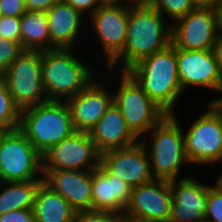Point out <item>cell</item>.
I'll use <instances>...</instances> for the list:
<instances>
[{
	"mask_svg": "<svg viewBox=\"0 0 222 222\" xmlns=\"http://www.w3.org/2000/svg\"><path fill=\"white\" fill-rule=\"evenodd\" d=\"M0 11L3 16L21 17L27 10L24 0H0Z\"/></svg>",
	"mask_w": 222,
	"mask_h": 222,
	"instance_id": "4dcf8cb0",
	"label": "cell"
},
{
	"mask_svg": "<svg viewBox=\"0 0 222 222\" xmlns=\"http://www.w3.org/2000/svg\"><path fill=\"white\" fill-rule=\"evenodd\" d=\"M206 222H222V188L213 182L208 187Z\"/></svg>",
	"mask_w": 222,
	"mask_h": 222,
	"instance_id": "4316f807",
	"label": "cell"
},
{
	"mask_svg": "<svg viewBox=\"0 0 222 222\" xmlns=\"http://www.w3.org/2000/svg\"><path fill=\"white\" fill-rule=\"evenodd\" d=\"M46 15L50 35V50L55 48L77 49V47L80 48L81 43L84 46L81 40L87 37L84 34L88 32L86 22L88 18L82 13L64 0H59L46 11ZM84 26L86 30L83 29Z\"/></svg>",
	"mask_w": 222,
	"mask_h": 222,
	"instance_id": "ac0fdd59",
	"label": "cell"
},
{
	"mask_svg": "<svg viewBox=\"0 0 222 222\" xmlns=\"http://www.w3.org/2000/svg\"><path fill=\"white\" fill-rule=\"evenodd\" d=\"M129 18V0H121L114 3H103L89 18L88 33L98 44V54L105 63L100 64L105 68L123 51L127 39V27ZM95 36H92L90 33ZM97 39V40H96ZM96 41V42H95ZM99 42V43H98ZM102 51V53H101Z\"/></svg>",
	"mask_w": 222,
	"mask_h": 222,
	"instance_id": "ba28073f",
	"label": "cell"
},
{
	"mask_svg": "<svg viewBox=\"0 0 222 222\" xmlns=\"http://www.w3.org/2000/svg\"><path fill=\"white\" fill-rule=\"evenodd\" d=\"M19 129L42 156L76 132L66 101H47L21 111Z\"/></svg>",
	"mask_w": 222,
	"mask_h": 222,
	"instance_id": "8992f818",
	"label": "cell"
},
{
	"mask_svg": "<svg viewBox=\"0 0 222 222\" xmlns=\"http://www.w3.org/2000/svg\"><path fill=\"white\" fill-rule=\"evenodd\" d=\"M43 178L76 211L92 210L91 171L43 170Z\"/></svg>",
	"mask_w": 222,
	"mask_h": 222,
	"instance_id": "ffe728a7",
	"label": "cell"
},
{
	"mask_svg": "<svg viewBox=\"0 0 222 222\" xmlns=\"http://www.w3.org/2000/svg\"><path fill=\"white\" fill-rule=\"evenodd\" d=\"M218 10H219L220 33H222V5L220 6Z\"/></svg>",
	"mask_w": 222,
	"mask_h": 222,
	"instance_id": "ab89813d",
	"label": "cell"
},
{
	"mask_svg": "<svg viewBox=\"0 0 222 222\" xmlns=\"http://www.w3.org/2000/svg\"><path fill=\"white\" fill-rule=\"evenodd\" d=\"M23 51L19 42L0 36V77Z\"/></svg>",
	"mask_w": 222,
	"mask_h": 222,
	"instance_id": "83f0119b",
	"label": "cell"
},
{
	"mask_svg": "<svg viewBox=\"0 0 222 222\" xmlns=\"http://www.w3.org/2000/svg\"><path fill=\"white\" fill-rule=\"evenodd\" d=\"M116 73L107 68V74L112 76L111 78L108 75L111 79L108 80L112 81L113 104L122 113L131 132L141 140L168 113L144 92L128 72L118 73L117 71Z\"/></svg>",
	"mask_w": 222,
	"mask_h": 222,
	"instance_id": "5b68a950",
	"label": "cell"
},
{
	"mask_svg": "<svg viewBox=\"0 0 222 222\" xmlns=\"http://www.w3.org/2000/svg\"><path fill=\"white\" fill-rule=\"evenodd\" d=\"M101 164V152L87 132H74L43 155V170L92 171Z\"/></svg>",
	"mask_w": 222,
	"mask_h": 222,
	"instance_id": "7c38bea8",
	"label": "cell"
},
{
	"mask_svg": "<svg viewBox=\"0 0 222 222\" xmlns=\"http://www.w3.org/2000/svg\"><path fill=\"white\" fill-rule=\"evenodd\" d=\"M0 222H35L33 209L9 211L0 215Z\"/></svg>",
	"mask_w": 222,
	"mask_h": 222,
	"instance_id": "1f68e13d",
	"label": "cell"
},
{
	"mask_svg": "<svg viewBox=\"0 0 222 222\" xmlns=\"http://www.w3.org/2000/svg\"><path fill=\"white\" fill-rule=\"evenodd\" d=\"M4 133H5V131H3V130L0 129V141H1V138H2V136H3Z\"/></svg>",
	"mask_w": 222,
	"mask_h": 222,
	"instance_id": "b9f144b4",
	"label": "cell"
},
{
	"mask_svg": "<svg viewBox=\"0 0 222 222\" xmlns=\"http://www.w3.org/2000/svg\"><path fill=\"white\" fill-rule=\"evenodd\" d=\"M44 180L43 156L18 128L0 141V181Z\"/></svg>",
	"mask_w": 222,
	"mask_h": 222,
	"instance_id": "30bf717a",
	"label": "cell"
},
{
	"mask_svg": "<svg viewBox=\"0 0 222 222\" xmlns=\"http://www.w3.org/2000/svg\"><path fill=\"white\" fill-rule=\"evenodd\" d=\"M173 196L170 181L153 179L132 188L131 200L125 215L168 222Z\"/></svg>",
	"mask_w": 222,
	"mask_h": 222,
	"instance_id": "e0dca14e",
	"label": "cell"
},
{
	"mask_svg": "<svg viewBox=\"0 0 222 222\" xmlns=\"http://www.w3.org/2000/svg\"><path fill=\"white\" fill-rule=\"evenodd\" d=\"M203 113L188 126L179 114H171L183 129L186 155L190 164L205 167L222 165V111L214 102L202 105ZM180 117V118H179Z\"/></svg>",
	"mask_w": 222,
	"mask_h": 222,
	"instance_id": "52a82bcc",
	"label": "cell"
},
{
	"mask_svg": "<svg viewBox=\"0 0 222 222\" xmlns=\"http://www.w3.org/2000/svg\"><path fill=\"white\" fill-rule=\"evenodd\" d=\"M92 210L124 214L131 200L132 187L111 174L102 164L91 171Z\"/></svg>",
	"mask_w": 222,
	"mask_h": 222,
	"instance_id": "d6986e66",
	"label": "cell"
},
{
	"mask_svg": "<svg viewBox=\"0 0 222 222\" xmlns=\"http://www.w3.org/2000/svg\"><path fill=\"white\" fill-rule=\"evenodd\" d=\"M219 33V10L196 7L172 24L171 44L183 50H214Z\"/></svg>",
	"mask_w": 222,
	"mask_h": 222,
	"instance_id": "8fae6325",
	"label": "cell"
},
{
	"mask_svg": "<svg viewBox=\"0 0 222 222\" xmlns=\"http://www.w3.org/2000/svg\"><path fill=\"white\" fill-rule=\"evenodd\" d=\"M20 17L3 16L0 19V36L21 44Z\"/></svg>",
	"mask_w": 222,
	"mask_h": 222,
	"instance_id": "f1b7e54d",
	"label": "cell"
},
{
	"mask_svg": "<svg viewBox=\"0 0 222 222\" xmlns=\"http://www.w3.org/2000/svg\"><path fill=\"white\" fill-rule=\"evenodd\" d=\"M171 24L196 8L193 0H146Z\"/></svg>",
	"mask_w": 222,
	"mask_h": 222,
	"instance_id": "484cf974",
	"label": "cell"
},
{
	"mask_svg": "<svg viewBox=\"0 0 222 222\" xmlns=\"http://www.w3.org/2000/svg\"><path fill=\"white\" fill-rule=\"evenodd\" d=\"M101 164L132 188L154 179L145 145L137 143L101 153Z\"/></svg>",
	"mask_w": 222,
	"mask_h": 222,
	"instance_id": "9a60e30c",
	"label": "cell"
},
{
	"mask_svg": "<svg viewBox=\"0 0 222 222\" xmlns=\"http://www.w3.org/2000/svg\"><path fill=\"white\" fill-rule=\"evenodd\" d=\"M89 135L101 153L127 147L139 141L128 128L122 113L114 104L91 129Z\"/></svg>",
	"mask_w": 222,
	"mask_h": 222,
	"instance_id": "44dd1931",
	"label": "cell"
},
{
	"mask_svg": "<svg viewBox=\"0 0 222 222\" xmlns=\"http://www.w3.org/2000/svg\"><path fill=\"white\" fill-rule=\"evenodd\" d=\"M83 50L82 47L80 52L79 48L42 51V82L49 101H67L79 94L100 74L95 64L97 62L89 57L93 55V51L90 50L91 54L87 52V56L82 54L86 51Z\"/></svg>",
	"mask_w": 222,
	"mask_h": 222,
	"instance_id": "7a4b0ae2",
	"label": "cell"
},
{
	"mask_svg": "<svg viewBox=\"0 0 222 222\" xmlns=\"http://www.w3.org/2000/svg\"><path fill=\"white\" fill-rule=\"evenodd\" d=\"M119 222H161V221L149 220V219L133 217L131 215L123 214L120 216Z\"/></svg>",
	"mask_w": 222,
	"mask_h": 222,
	"instance_id": "8d00e7d4",
	"label": "cell"
},
{
	"mask_svg": "<svg viewBox=\"0 0 222 222\" xmlns=\"http://www.w3.org/2000/svg\"><path fill=\"white\" fill-rule=\"evenodd\" d=\"M67 4L82 13L86 18L90 17L103 3L100 0H64Z\"/></svg>",
	"mask_w": 222,
	"mask_h": 222,
	"instance_id": "d6a6232c",
	"label": "cell"
},
{
	"mask_svg": "<svg viewBox=\"0 0 222 222\" xmlns=\"http://www.w3.org/2000/svg\"><path fill=\"white\" fill-rule=\"evenodd\" d=\"M172 24L146 0H129L127 39L123 51L106 67L127 72L171 44Z\"/></svg>",
	"mask_w": 222,
	"mask_h": 222,
	"instance_id": "6da1fadb",
	"label": "cell"
},
{
	"mask_svg": "<svg viewBox=\"0 0 222 222\" xmlns=\"http://www.w3.org/2000/svg\"><path fill=\"white\" fill-rule=\"evenodd\" d=\"M214 51L216 53L217 60L219 62V68H220V72H221V76H222V33H219V35H218Z\"/></svg>",
	"mask_w": 222,
	"mask_h": 222,
	"instance_id": "d590c367",
	"label": "cell"
},
{
	"mask_svg": "<svg viewBox=\"0 0 222 222\" xmlns=\"http://www.w3.org/2000/svg\"><path fill=\"white\" fill-rule=\"evenodd\" d=\"M103 72L100 71V76L98 75L79 94L66 101L75 131L89 133L113 104L111 83L106 80L107 68H104Z\"/></svg>",
	"mask_w": 222,
	"mask_h": 222,
	"instance_id": "5bb4252c",
	"label": "cell"
},
{
	"mask_svg": "<svg viewBox=\"0 0 222 222\" xmlns=\"http://www.w3.org/2000/svg\"><path fill=\"white\" fill-rule=\"evenodd\" d=\"M21 45L24 50H50L48 20L44 11H26L21 17Z\"/></svg>",
	"mask_w": 222,
	"mask_h": 222,
	"instance_id": "cb8c5ba5",
	"label": "cell"
},
{
	"mask_svg": "<svg viewBox=\"0 0 222 222\" xmlns=\"http://www.w3.org/2000/svg\"><path fill=\"white\" fill-rule=\"evenodd\" d=\"M102 3H114V2H119L121 0H100Z\"/></svg>",
	"mask_w": 222,
	"mask_h": 222,
	"instance_id": "60d3db41",
	"label": "cell"
},
{
	"mask_svg": "<svg viewBox=\"0 0 222 222\" xmlns=\"http://www.w3.org/2000/svg\"><path fill=\"white\" fill-rule=\"evenodd\" d=\"M59 0H24L27 11H48Z\"/></svg>",
	"mask_w": 222,
	"mask_h": 222,
	"instance_id": "836d02e7",
	"label": "cell"
},
{
	"mask_svg": "<svg viewBox=\"0 0 222 222\" xmlns=\"http://www.w3.org/2000/svg\"><path fill=\"white\" fill-rule=\"evenodd\" d=\"M191 175L170 181L173 202L168 222H206L208 187L211 184L204 178L202 182Z\"/></svg>",
	"mask_w": 222,
	"mask_h": 222,
	"instance_id": "2e32d148",
	"label": "cell"
},
{
	"mask_svg": "<svg viewBox=\"0 0 222 222\" xmlns=\"http://www.w3.org/2000/svg\"><path fill=\"white\" fill-rule=\"evenodd\" d=\"M220 166L222 167V165H220ZM216 176L217 177L214 181L216 184H218L222 188V171H221V169Z\"/></svg>",
	"mask_w": 222,
	"mask_h": 222,
	"instance_id": "f35d334b",
	"label": "cell"
},
{
	"mask_svg": "<svg viewBox=\"0 0 222 222\" xmlns=\"http://www.w3.org/2000/svg\"><path fill=\"white\" fill-rule=\"evenodd\" d=\"M178 76L184 93L208 89L222 96V76L214 50L176 49ZM192 88L191 90H189ZM195 88V89H194Z\"/></svg>",
	"mask_w": 222,
	"mask_h": 222,
	"instance_id": "4fadbf2b",
	"label": "cell"
},
{
	"mask_svg": "<svg viewBox=\"0 0 222 222\" xmlns=\"http://www.w3.org/2000/svg\"><path fill=\"white\" fill-rule=\"evenodd\" d=\"M35 222H73L76 210L44 181L33 207Z\"/></svg>",
	"mask_w": 222,
	"mask_h": 222,
	"instance_id": "7402d4cb",
	"label": "cell"
},
{
	"mask_svg": "<svg viewBox=\"0 0 222 222\" xmlns=\"http://www.w3.org/2000/svg\"><path fill=\"white\" fill-rule=\"evenodd\" d=\"M43 181H0V215L13 210L33 209L37 190Z\"/></svg>",
	"mask_w": 222,
	"mask_h": 222,
	"instance_id": "603a6c76",
	"label": "cell"
},
{
	"mask_svg": "<svg viewBox=\"0 0 222 222\" xmlns=\"http://www.w3.org/2000/svg\"><path fill=\"white\" fill-rule=\"evenodd\" d=\"M140 141L147 149L151 173L155 179L171 181L190 175L187 171L183 172V166H190L183 129L171 114L153 127Z\"/></svg>",
	"mask_w": 222,
	"mask_h": 222,
	"instance_id": "277c9868",
	"label": "cell"
},
{
	"mask_svg": "<svg viewBox=\"0 0 222 222\" xmlns=\"http://www.w3.org/2000/svg\"><path fill=\"white\" fill-rule=\"evenodd\" d=\"M21 111L15 106L7 84L0 77V129L9 132L20 126Z\"/></svg>",
	"mask_w": 222,
	"mask_h": 222,
	"instance_id": "d4e9b609",
	"label": "cell"
},
{
	"mask_svg": "<svg viewBox=\"0 0 222 222\" xmlns=\"http://www.w3.org/2000/svg\"><path fill=\"white\" fill-rule=\"evenodd\" d=\"M127 72L168 114L177 113L185 93L178 76L176 48L172 44L142 59Z\"/></svg>",
	"mask_w": 222,
	"mask_h": 222,
	"instance_id": "3957f363",
	"label": "cell"
},
{
	"mask_svg": "<svg viewBox=\"0 0 222 222\" xmlns=\"http://www.w3.org/2000/svg\"><path fill=\"white\" fill-rule=\"evenodd\" d=\"M120 215L109 211H76L73 222H119Z\"/></svg>",
	"mask_w": 222,
	"mask_h": 222,
	"instance_id": "f546056e",
	"label": "cell"
},
{
	"mask_svg": "<svg viewBox=\"0 0 222 222\" xmlns=\"http://www.w3.org/2000/svg\"><path fill=\"white\" fill-rule=\"evenodd\" d=\"M1 78L20 111L49 101L42 82V51L24 50Z\"/></svg>",
	"mask_w": 222,
	"mask_h": 222,
	"instance_id": "9c48e42d",
	"label": "cell"
},
{
	"mask_svg": "<svg viewBox=\"0 0 222 222\" xmlns=\"http://www.w3.org/2000/svg\"><path fill=\"white\" fill-rule=\"evenodd\" d=\"M207 102H214L219 107V109L222 111V96L219 97V95H218V97L217 96H215V98L212 97V100H210V101L208 100Z\"/></svg>",
	"mask_w": 222,
	"mask_h": 222,
	"instance_id": "74e56055",
	"label": "cell"
},
{
	"mask_svg": "<svg viewBox=\"0 0 222 222\" xmlns=\"http://www.w3.org/2000/svg\"><path fill=\"white\" fill-rule=\"evenodd\" d=\"M196 7L219 9L222 0H193Z\"/></svg>",
	"mask_w": 222,
	"mask_h": 222,
	"instance_id": "e575fe53",
	"label": "cell"
}]
</instances>
